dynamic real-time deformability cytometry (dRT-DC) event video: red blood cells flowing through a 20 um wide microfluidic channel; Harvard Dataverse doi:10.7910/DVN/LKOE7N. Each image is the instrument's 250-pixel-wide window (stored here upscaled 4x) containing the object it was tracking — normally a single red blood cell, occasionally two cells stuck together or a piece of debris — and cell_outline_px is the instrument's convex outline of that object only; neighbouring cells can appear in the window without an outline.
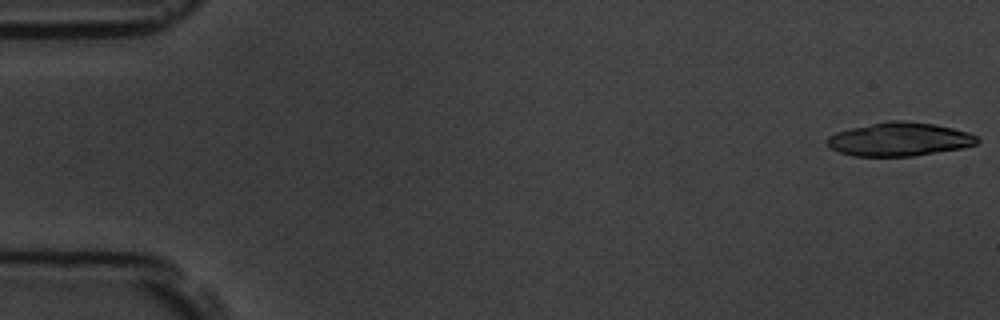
{"species": "common noctule bat (a hibernating species)", "species_latin": "Nyctalus noctula", "temperature_condition": "room temperature", "stored_images_in_passage": 5, "camera_frame_rate_fps": 3000, "um_per_image_px": 0.085, "animal": {"sex": "male", "body_mass_g": 19.5, "forearm_length_mm": 54.6}, "frame": {"image": 1, "passage_image": 1, "time_ms": 0.0, "image_size_px": [1000, 320], "cell_outline_px": [[980, 140], [976, 144], [964, 148], [912, 156], [852, 156], [828, 148], [824, 140], [828, 136], [836, 132], [852, 128], [888, 120], [904, 120], [936, 124], [968, 132], [976, 136]], "centroid_in_image_um": [76.42, 11.84], "position_along_channel_um": 8.6, "area_um2": 29.59}}
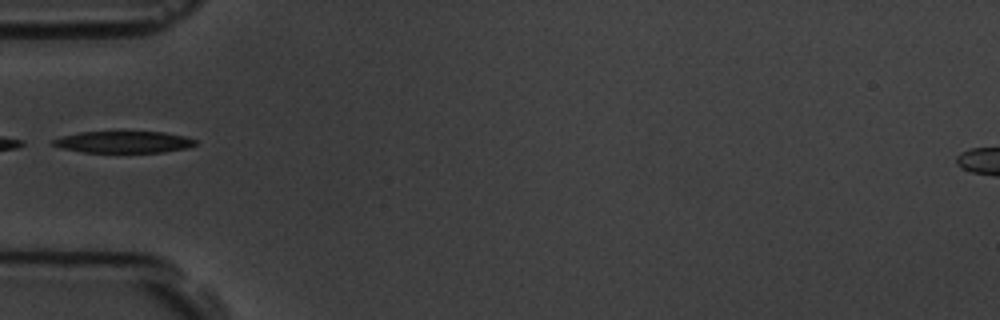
{"frame": {"image": 2, "passage_image": 5, "time_ms": 5.667, "image_size_px": [1000, 320], "cell_outline_px": [[196, 144], [188, 148], [164, 152], [84, 152], [60, 148], [52, 144], [52, 140], [64, 136], [80, 132], [164, 132], [184, 136], [196, 140]], "centroid_in_image_um": [10.53, 12.07], "position_along_channel_um": 74.5, "area_um2": 17.86}}